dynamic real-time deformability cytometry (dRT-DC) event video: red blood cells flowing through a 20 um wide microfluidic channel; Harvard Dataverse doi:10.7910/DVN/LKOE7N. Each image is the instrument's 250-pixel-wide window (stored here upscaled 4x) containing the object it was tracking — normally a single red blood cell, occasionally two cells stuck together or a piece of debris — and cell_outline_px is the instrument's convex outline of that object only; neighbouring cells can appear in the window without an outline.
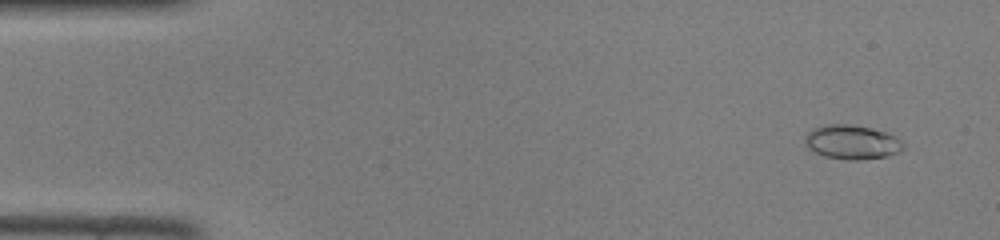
{"species": "common noctule bat (a hibernating species)", "species_latin": "Nyctalus noctula", "temperature_condition": "room temperature", "stored_images_in_passage": 14, "camera_frame_rate_fps": 3000, "um_per_image_px": 0.085, "animal": {"sex": "female", "body_mass_g": 22.0, "forearm_length_mm": 56.7}, "frame": {"image": 1, "passage_image": 3, "time_ms": 0.667, "image_size_px": [1000, 240], "cell_outline_px": [[904, 148], [900, 152], [888, 156], [860, 160], [848, 160], [824, 156], [808, 148], [804, 140], [804, 136], [812, 128], [824, 124], [852, 124], [872, 128], [884, 132], [900, 140], [904, 144]], "centroid_in_image_um": [72.39, 12.08], "position_along_channel_um": 12.6, "area_um2": 19.71}}